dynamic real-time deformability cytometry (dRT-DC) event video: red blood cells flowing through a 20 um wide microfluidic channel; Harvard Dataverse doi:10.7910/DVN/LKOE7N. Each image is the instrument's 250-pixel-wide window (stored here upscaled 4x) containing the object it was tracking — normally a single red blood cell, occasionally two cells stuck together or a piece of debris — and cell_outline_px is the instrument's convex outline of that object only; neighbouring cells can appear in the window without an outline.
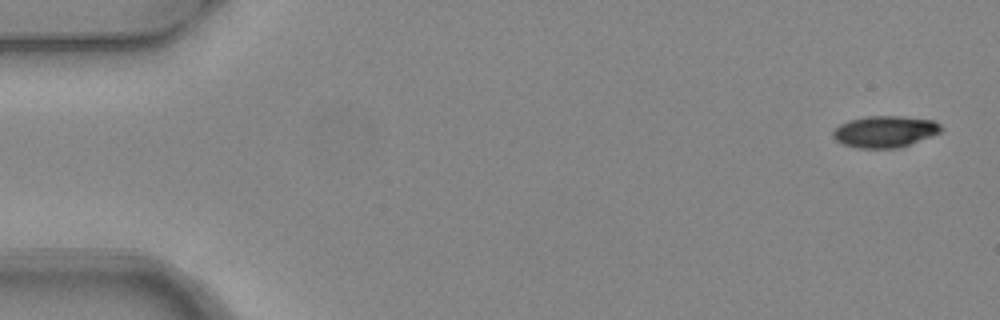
{"species": "common noctule bat (a hibernating species)", "species_latin": "Nyctalus noctula", "temperature_condition": "warm", "stored_images_in_passage": 4, "camera_frame_rate_fps": 3000, "um_per_image_px": 0.085, "animal": {"sex": "female", "body_mass_g": 24.6, "forearm_length_mm": 56.2}, "frame": {"image": 1, "passage_image": 1, "time_ms": 0.0, "image_size_px": [1000, 320], "cell_outline_px": [[944, 128], [940, 132], [908, 144], [896, 148], [856, 148], [844, 144], [836, 140], [832, 136], [832, 132], [840, 124], [848, 120], [868, 116], [900, 116], [936, 120]], "centroid_in_image_um": [75.21, 11.17], "position_along_channel_um": 9.8, "area_um2": 19.77}}